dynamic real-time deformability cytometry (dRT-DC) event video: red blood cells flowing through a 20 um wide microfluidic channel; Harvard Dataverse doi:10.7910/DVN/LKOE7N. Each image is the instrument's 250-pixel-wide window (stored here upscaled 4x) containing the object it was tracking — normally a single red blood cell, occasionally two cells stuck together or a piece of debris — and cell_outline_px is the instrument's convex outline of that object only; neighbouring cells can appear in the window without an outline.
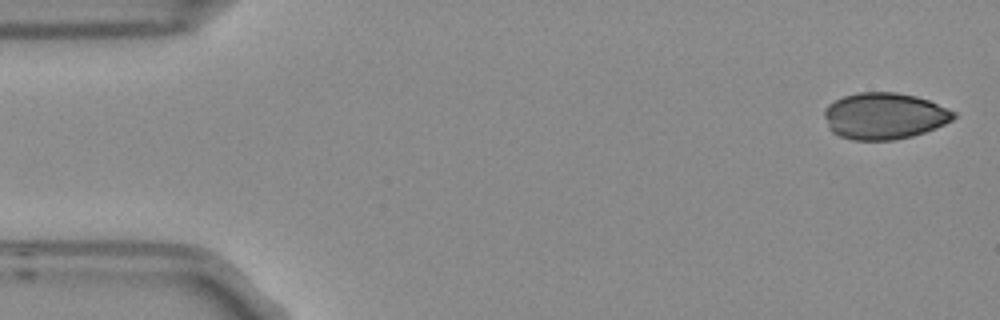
{"species": "Egyptian fruit bat (a non-hibernating species)", "species_latin": "Rousettus aegyptiacus", "temperature_condition": "room temperature", "stored_images_in_passage": 5, "segment_of_instrument_passage": [2, 2], "camera_frame_rate_fps": 3000, "um_per_image_px": 0.085, "frame": {"image": 1, "passage_image": 5, "time_ms": 1.333, "image_size_px": [1000, 320], "cell_outline_px": [[956, 116], [952, 120], [936, 128], [912, 136], [896, 140], [852, 140], [840, 136], [832, 132], [828, 128], [824, 116], [824, 112], [828, 104], [844, 96], [860, 92], [896, 92], [916, 96], [928, 100], [956, 112]], "centroid_in_image_um": [75.16, 9.86], "position_along_channel_um": 9.8, "area_um2": 35.08}}